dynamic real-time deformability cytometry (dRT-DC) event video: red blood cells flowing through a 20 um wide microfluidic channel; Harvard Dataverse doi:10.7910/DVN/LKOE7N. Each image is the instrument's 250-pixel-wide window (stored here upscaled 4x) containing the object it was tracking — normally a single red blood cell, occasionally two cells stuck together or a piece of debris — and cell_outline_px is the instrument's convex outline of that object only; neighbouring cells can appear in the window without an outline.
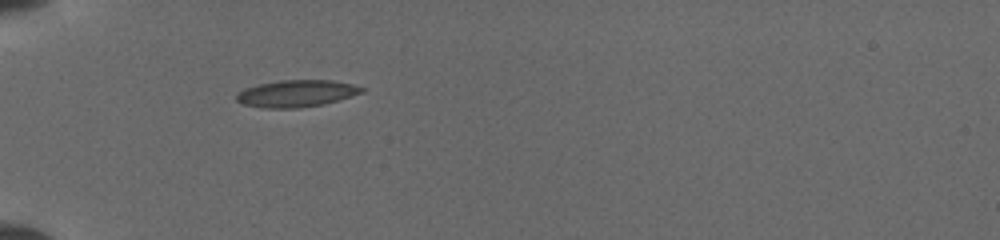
{"species": "common noctule bat (a hibernating species)", "species_latin": "Nyctalus noctula", "temperature_condition": "cold", "stored_images_in_passage": 35, "camera_frame_rate_fps": 3000, "um_per_image_px": 0.085, "animal": {"sex": "female", "body_mass_g": 19.5, "forearm_length_mm": 54.1}, "frame": {"image": 1, "passage_image": 1, "time_ms": 0.0, "image_size_px": [1000, 240], "cell_outline_px": [[364, 92], [352, 96], [324, 104], [296, 108], [264, 108], [240, 104], [236, 100], [236, 92], [244, 88], [260, 84], [280, 80], [332, 80], [352, 84], [364, 88]], "centroid_in_image_um": [25.16, 7.95], "position_along_channel_um": 59.8, "area_um2": 19.77}}
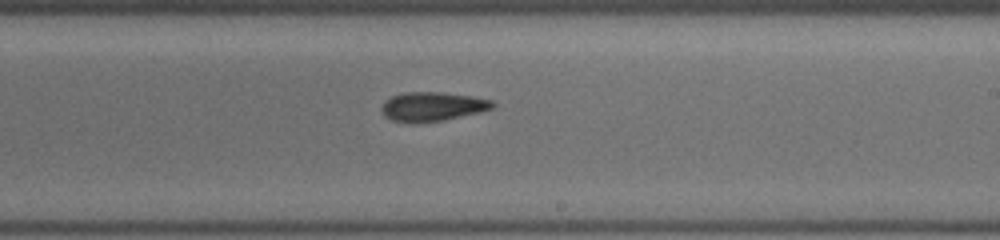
{"frame": {"image": 2, "passage_image": 16, "time_ms": 5.0, "image_size_px": [1000, 240], "cell_outline_px": [[496, 104], [492, 108], [444, 120], [392, 120], [384, 116], [380, 108], [384, 100], [392, 96], [404, 92], [444, 92], [472, 96], [492, 100]], "centroid_in_image_um": [36.75, 9.0], "position_along_channel_um": 252.3, "area_um2": 18.21}}
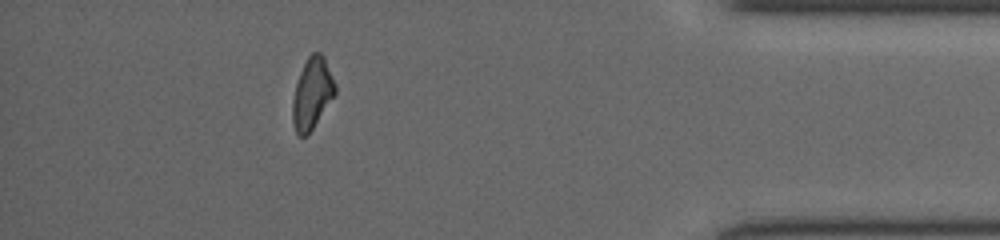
{"frame": {"image": 3, "passage_image": 30, "time_ms": 9.667, "image_size_px": [1000, 240], "cell_outline_px": [[336, 92], [308, 136], [300, 136], [296, 132], [292, 120], [292, 100], [296, 84], [300, 72], [308, 56], [312, 52], [320, 52], [324, 56], [336, 84]], "centroid_in_image_um": [26.53, 7.94], "position_along_channel_um": 408.7, "area_um2": 17.63}}